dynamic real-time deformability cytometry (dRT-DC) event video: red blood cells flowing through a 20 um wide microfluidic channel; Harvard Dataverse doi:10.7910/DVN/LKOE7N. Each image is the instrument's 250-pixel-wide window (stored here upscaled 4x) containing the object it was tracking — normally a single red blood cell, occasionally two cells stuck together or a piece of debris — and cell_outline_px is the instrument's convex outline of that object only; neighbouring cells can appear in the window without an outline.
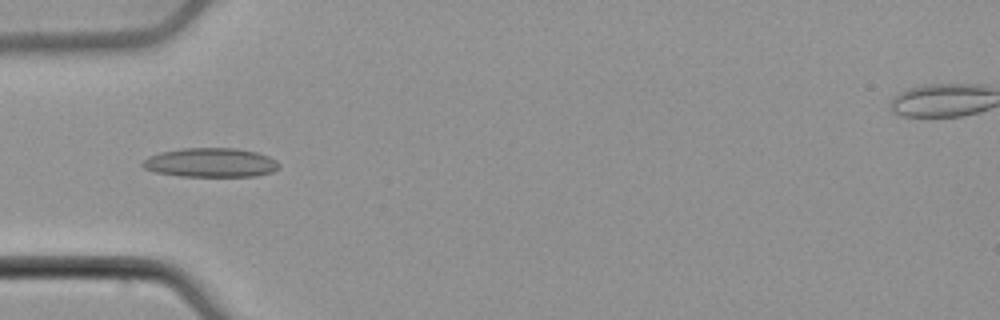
{"species": "common noctule bat (a hibernating species)", "species_latin": "Nyctalus noctula", "temperature_condition": "cold", "stored_images_in_passage": 43, "camera_frame_rate_fps": 3000, "um_per_image_px": 0.085, "animal": {"sex": "male", "body_mass_g": 21.5, "forearm_length_mm": 52.0}, "frame": {"image": 1, "passage_image": 7, "time_ms": 2.0, "image_size_px": [1000, 320], "cell_outline_px": [[280, 168], [272, 172], [256, 176], [180, 176], [156, 172], [144, 168], [140, 164], [148, 156], [160, 152], [184, 148], [232, 148], [256, 152], [268, 156], [276, 160], [280, 164]], "centroid_in_image_um": [17.91, 13.82], "position_along_channel_um": 67.1, "area_um2": 23.18}}
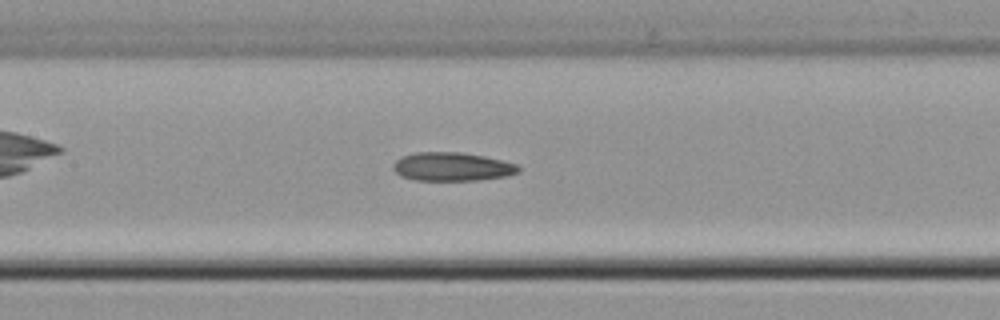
{"frame": {"image": 2, "passage_image": 15, "time_ms": 4.667, "image_size_px": [1000, 320], "cell_outline_px": [[520, 172], [508, 176], [476, 180], [416, 180], [400, 176], [392, 168], [396, 160], [400, 156], [416, 152], [460, 152], [484, 156], [516, 164], [520, 168]], "centroid_in_image_um": [38.41, 14.17], "position_along_channel_um": 169.0, "area_um2": 20.87}}
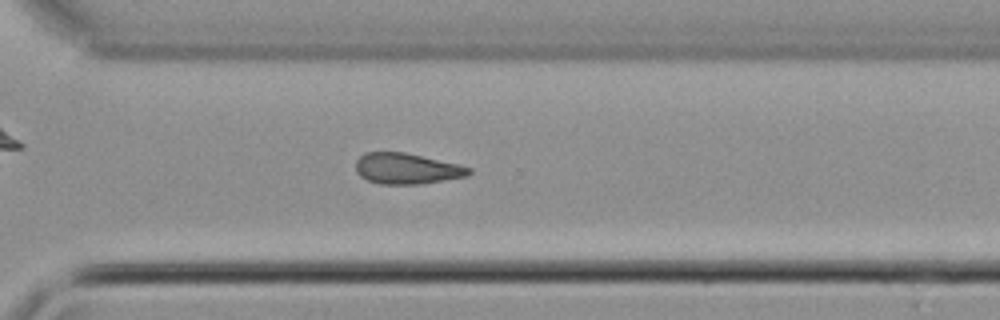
{"frame": {"image": 3, "passage_image": 28, "time_ms": 9.0, "image_size_px": [1000, 320], "cell_outline_px": [[472, 172], [468, 176], [420, 184], [380, 184], [368, 180], [360, 176], [356, 172], [356, 160], [364, 152], [404, 152], [460, 164], [472, 168]], "centroid_in_image_um": [34.59, 14.33], "position_along_channel_um": 336.0, "area_um2": 20.46}, "authors_computed_cell_mechanics": {"area_um2": 20.7502, "velocity_mm_per_s": 3.8581, "shape_relaxation_time_tau1_ms": 11.3243, "shape_relaxation_time_tau2_ms": null, "deformation_change_tau1": 0.199, "deformation_change_tau2": null}}